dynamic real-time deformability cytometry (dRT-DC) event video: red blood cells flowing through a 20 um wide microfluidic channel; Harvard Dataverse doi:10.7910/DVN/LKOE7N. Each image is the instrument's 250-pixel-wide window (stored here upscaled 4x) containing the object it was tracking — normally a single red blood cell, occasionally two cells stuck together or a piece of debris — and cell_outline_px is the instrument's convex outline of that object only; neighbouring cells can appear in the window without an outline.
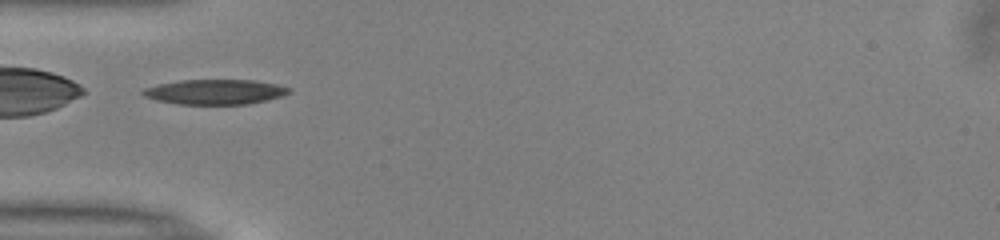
{"species": "common noctule bat (a hibernating species)", "species_latin": "Nyctalus noctula", "temperature_condition": "warm", "stored_images_in_passage": 26, "camera_frame_rate_fps": 3000, "um_per_image_px": 0.085, "animal": {"sex": "male", "body_mass_g": 13.0, "forearm_length_mm": 53.1}, "frame": {"image": 1, "passage_image": 1, "time_ms": 0.0, "image_size_px": [1000, 240], "cell_outline_px": [[292, 92], [280, 96], [248, 104], [176, 104], [156, 100], [144, 96], [140, 92], [144, 88], [156, 84], [180, 80], [256, 80], [276, 84], [292, 88]], "centroid_in_image_um": [18.25, 7.8], "position_along_channel_um": 66.8, "area_um2": 21.33}}
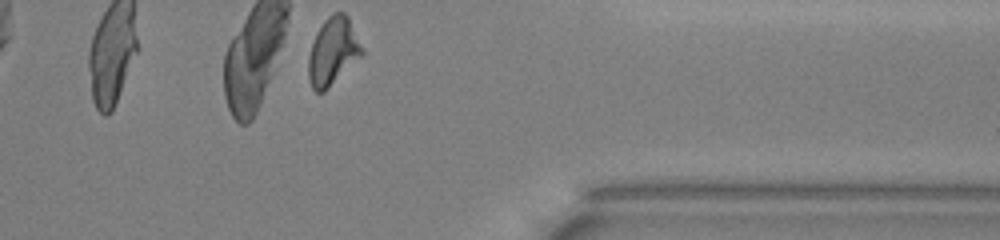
{"frame": {"image": 2, "passage_image": 26, "time_ms": 8.333, "image_size_px": [1000, 240], "cell_outline_px": [[364, 52], [324, 92], [316, 92], [312, 88], [308, 80], [308, 56], [316, 32], [324, 20], [332, 12], [344, 12], [348, 16], [364, 48]], "centroid_in_image_um": [28.28, 4.34], "position_along_channel_um": 383.1, "area_um2": 21.04}, "authors_computed_cell_mechanics": {"area_um2": 20.4612, "velocity_mm_per_s": 3.9725, "shape_relaxation_time_tau1_ms": 5.6179, "shape_relaxation_time_tau2_ms": 2.9512, "deformation_change_tau1": 0.1738, "deformation_change_tau2": 0.1207}}